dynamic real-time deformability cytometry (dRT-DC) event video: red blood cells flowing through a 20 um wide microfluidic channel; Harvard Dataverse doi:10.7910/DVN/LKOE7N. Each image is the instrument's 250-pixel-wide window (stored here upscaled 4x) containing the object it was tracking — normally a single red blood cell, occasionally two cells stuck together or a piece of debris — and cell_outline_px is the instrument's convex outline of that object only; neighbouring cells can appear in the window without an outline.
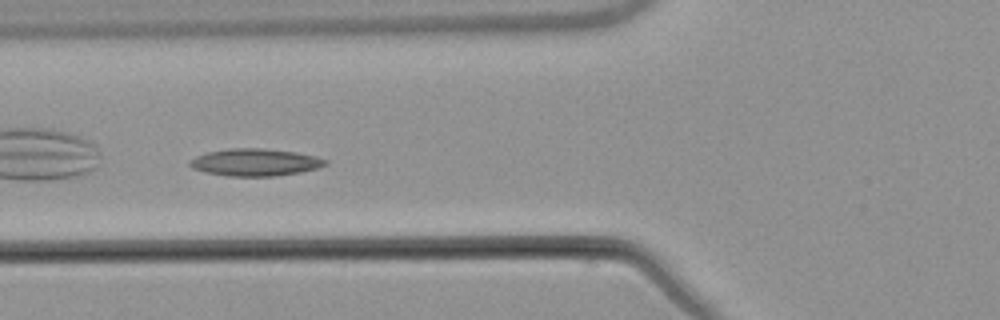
{"species": "common noctule bat (a hibernating species)", "species_latin": "Nyctalus noctula", "temperature_condition": "warm", "stored_images_in_passage": 6, "camera_frame_rate_fps": 3000, "um_per_image_px": 0.085, "animal": {"sex": "male", "body_mass_g": 21.5, "forearm_length_mm": 52.0}, "frame": {"image": 1, "passage_image": 5, "time_ms": 6.0, "image_size_px": [1000, 320], "cell_outline_px": [[328, 164], [316, 168], [300, 172], [276, 176], [228, 176], [204, 172], [192, 168], [188, 164], [196, 156], [208, 152], [228, 148], [264, 148], [296, 152], [316, 156], [328, 160]], "centroid_in_image_um": [21.7, 13.79], "position_along_channel_um": 104.1, "area_um2": 21.56}}
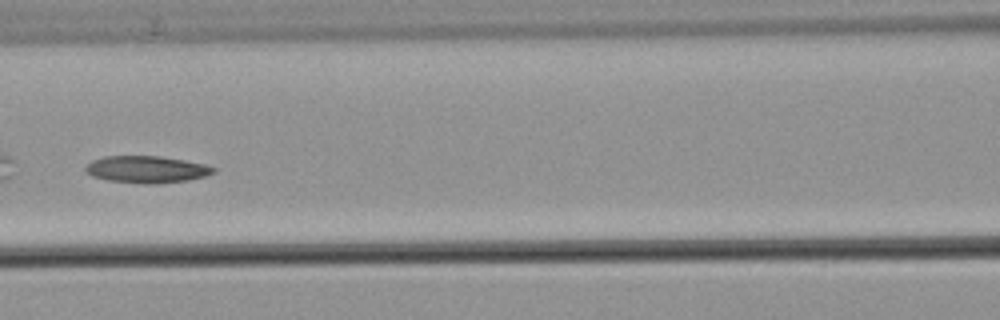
{"frame": {"image": 2, "passage_image": 6, "time_ms": 7.333, "image_size_px": [1000, 320], "cell_outline_px": [[216, 172], [204, 176], [188, 180], [156, 184], [144, 184], [108, 180], [92, 176], [84, 168], [92, 160], [104, 156], [160, 156], [184, 160], [204, 164], [216, 168]], "centroid_in_image_um": [12.47, 14.4], "position_along_channel_um": 154.1, "area_um2": 20.06}}